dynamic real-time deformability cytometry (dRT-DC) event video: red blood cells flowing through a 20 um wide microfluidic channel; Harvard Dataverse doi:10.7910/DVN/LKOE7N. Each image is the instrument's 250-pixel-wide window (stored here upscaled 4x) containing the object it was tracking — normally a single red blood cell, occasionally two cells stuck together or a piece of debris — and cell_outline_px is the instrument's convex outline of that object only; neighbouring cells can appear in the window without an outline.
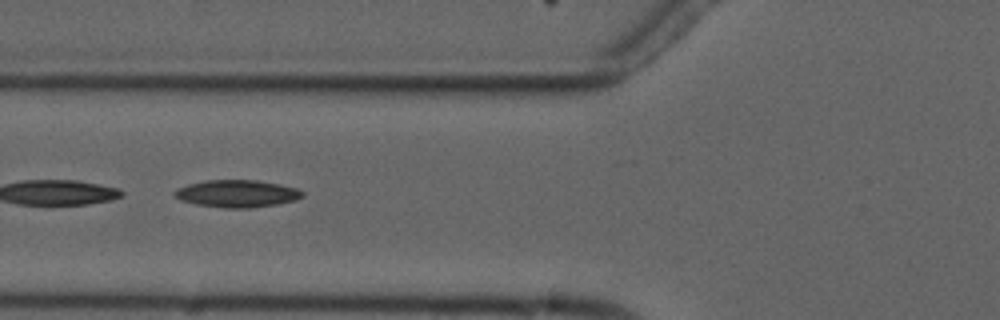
{"species": "common noctule bat (a hibernating species)", "species_latin": "Nyctalus noctula", "temperature_condition": "cold", "stored_images_in_passage": 6, "camera_frame_rate_fps": 3000, "um_per_image_px": 0.085, "animal": {"sex": "male", "forearm_length_mm": 52.5}, "frame": {"image": 1, "passage_image": 6, "time_ms": 6.0, "image_size_px": [1000, 320], "cell_outline_px": [[304, 196], [296, 200], [276, 204], [248, 208], [224, 208], [196, 204], [180, 200], [172, 192], [188, 184], [204, 180], [256, 180], [280, 184], [296, 188], [304, 192]], "centroid_in_image_um": [20.16, 16.45], "position_along_channel_um": 105.6, "area_um2": 20.29}}